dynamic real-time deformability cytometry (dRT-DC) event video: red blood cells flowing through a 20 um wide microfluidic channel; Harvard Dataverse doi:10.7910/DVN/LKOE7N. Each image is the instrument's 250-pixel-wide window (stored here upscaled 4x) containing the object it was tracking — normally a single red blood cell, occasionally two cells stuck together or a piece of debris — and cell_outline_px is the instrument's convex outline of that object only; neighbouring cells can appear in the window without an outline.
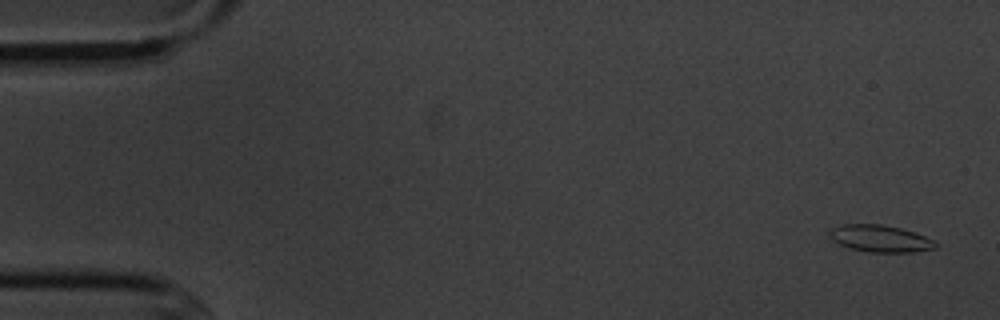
{"species": "common noctule bat (a hibernating species)", "species_latin": "Nyctalus noctula", "temperature_condition": "cold", "stored_images_in_passage": 9, "camera_frame_rate_fps": 3000, "um_per_image_px": 0.085, "animal": {"sex": "male", "body_mass_g": 20.1, "forearm_length_mm": 53.5}, "frame": {"image": 1, "passage_image": 1, "time_ms": 0.0, "image_size_px": [1000, 320], "cell_outline_px": [[940, 244], [936, 248], [912, 252], [868, 252], [848, 248], [832, 240], [832, 228], [844, 224], [880, 224], [900, 228], [924, 236]], "centroid_in_image_um": [74.85, 20.29], "position_along_channel_um": 10.2, "area_um2": 16.42}}
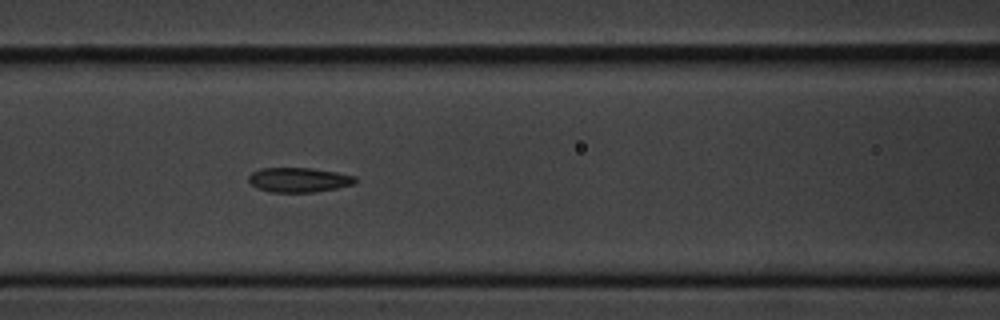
{"frame": {"image": 2, "passage_image": 7, "time_ms": 7.0, "image_size_px": [1000, 320], "cell_outline_px": [[356, 184], [336, 188], [312, 192], [268, 192], [256, 188], [248, 180], [248, 176], [252, 172], [260, 168], [312, 168], [336, 172], [356, 176]], "centroid_in_image_um": [25.39, 15.29], "position_along_channel_um": 141.2, "area_um2": 15.37}}
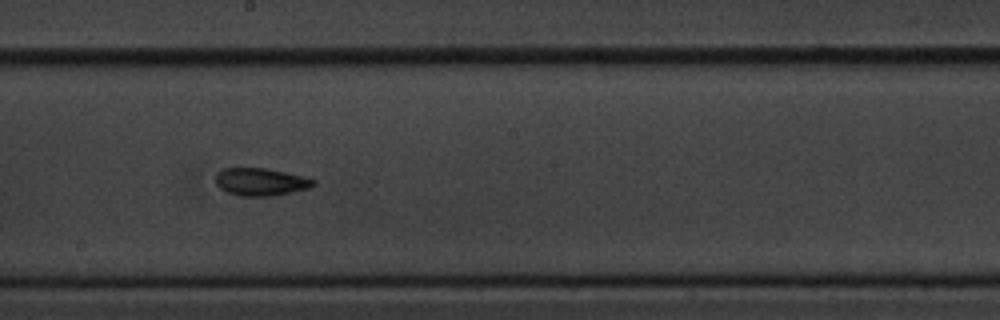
{"frame": {"image": 3, "passage_image": 9, "time_ms": 9.333, "image_size_px": [1000, 320], "cell_outline_px": [[316, 184], [308, 188], [292, 192], [272, 196], [240, 196], [228, 192], [220, 188], [216, 184], [216, 172], [224, 168], [268, 168], [304, 176], [316, 180]], "centroid_in_image_um": [22.17, 15.45], "position_along_channel_um": 226.0, "area_um2": 15.84}}